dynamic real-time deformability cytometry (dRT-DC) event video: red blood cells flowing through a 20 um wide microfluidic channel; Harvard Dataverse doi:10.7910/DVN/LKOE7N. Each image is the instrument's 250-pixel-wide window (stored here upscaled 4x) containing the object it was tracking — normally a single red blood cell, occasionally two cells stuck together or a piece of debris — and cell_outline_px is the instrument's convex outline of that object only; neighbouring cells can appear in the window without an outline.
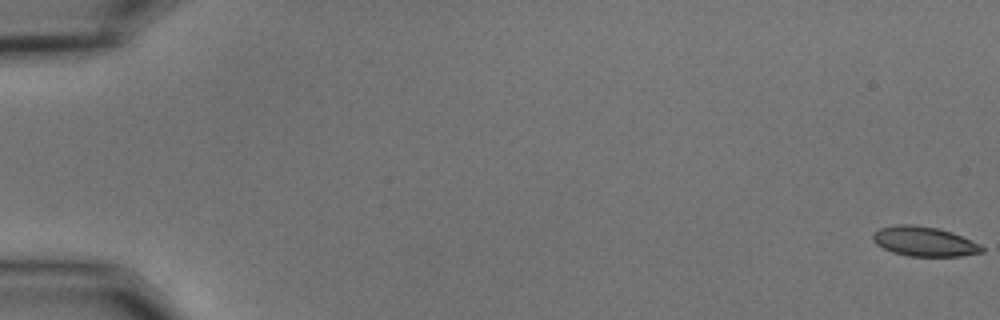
{"species": "common noctule bat (a hibernating species)", "species_latin": "Nyctalus noctula", "temperature_condition": "cold", "stored_images_in_passage": 57, "camera_frame_rate_fps": 3000, "um_per_image_px": 0.085, "animal": {"sex": "male", "body_mass_g": 15.6}, "frame": {"image": 1, "passage_image": 1, "time_ms": 0.0, "image_size_px": [1000, 320], "cell_outline_px": [[984, 252], [960, 256], [908, 256], [892, 252], [876, 244], [872, 240], [872, 232], [880, 228], [896, 224], [912, 224], [940, 228], [952, 232], [980, 244], [984, 248]], "centroid_in_image_um": [78.54, 20.51], "position_along_channel_um": 6.5, "area_um2": 19.02}}
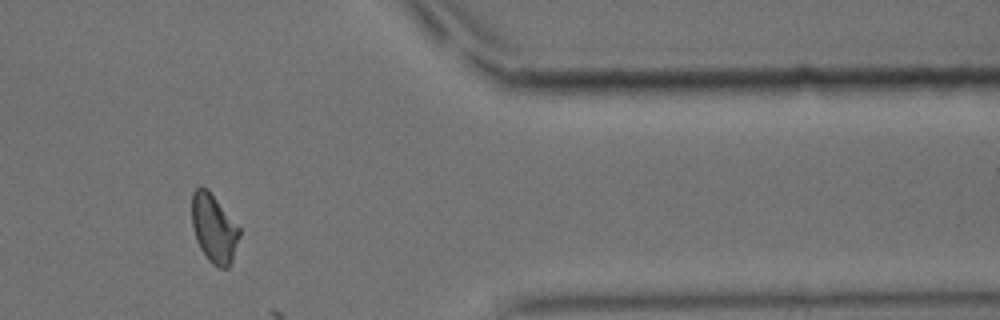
{"frame": {"image": 2, "passage_image": 48, "time_ms": 15.667, "image_size_px": [1000, 320], "cell_outline_px": [[240, 236], [232, 260], [228, 268], [220, 268], [212, 264], [208, 260], [200, 248], [196, 240], [192, 228], [192, 192], [200, 184], [208, 188], [240, 228]], "centroid_in_image_um": [18.17, 19.39], "position_along_channel_um": 393.2, "area_um2": 19.19}}
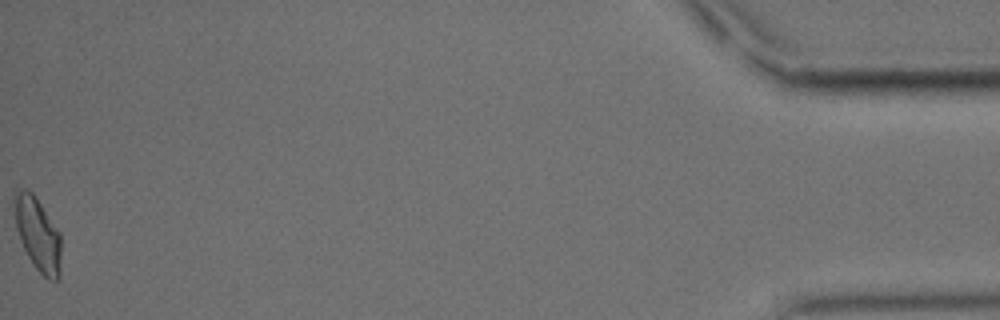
{"frame": {"image": 3, "passage_image": 57, "time_ms": 18.667, "image_size_px": [1000, 320], "cell_outline_px": [[60, 276], [56, 280], [48, 280], [36, 268], [28, 256], [20, 240], [16, 228], [12, 196], [20, 188], [24, 188], [32, 192], [36, 196], [60, 232]], "centroid_in_image_um": [3.19, 19.86], "position_along_channel_um": 432.0, "area_um2": 20.11}}